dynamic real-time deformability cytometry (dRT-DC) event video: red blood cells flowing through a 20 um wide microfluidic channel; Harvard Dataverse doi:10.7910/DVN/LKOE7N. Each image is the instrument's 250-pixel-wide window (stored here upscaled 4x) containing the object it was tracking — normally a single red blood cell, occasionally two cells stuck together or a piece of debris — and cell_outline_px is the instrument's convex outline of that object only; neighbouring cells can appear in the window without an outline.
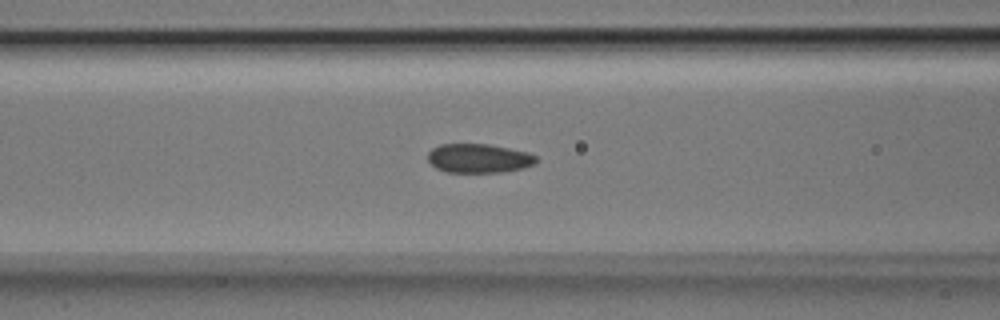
{"species": "Egyptian fruit bat (a non-hibernating species)", "species_latin": "Rousettus aegyptiacus", "temperature_condition": "room temperature", "stored_images_in_passage": 31, "camera_frame_rate_fps": 3000, "um_per_image_px": 0.085, "animal": {"sex": "male"}, "frame": {"image": 1, "passage_image": 10, "time_ms": 3.0, "image_size_px": [1000, 320], "cell_outline_px": [[536, 164], [524, 168], [500, 172], [444, 172], [436, 168], [428, 160], [428, 152], [432, 148], [440, 144], [488, 144], [528, 152], [536, 156]], "centroid_in_image_um": [40.69, 13.46], "position_along_channel_um": 125.9, "area_um2": 18.38}}
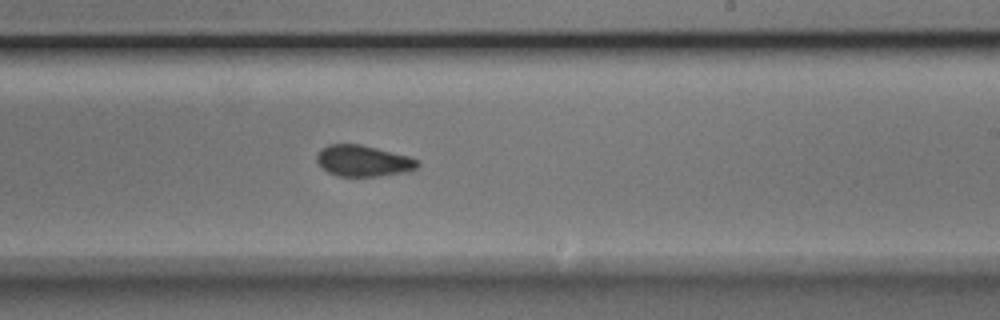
{"frame": {"image": 2, "passage_image": 20, "time_ms": 6.333, "image_size_px": [1000, 320], "cell_outline_px": [[420, 164], [416, 168], [408, 172], [380, 176], [336, 176], [328, 172], [316, 160], [316, 156], [320, 148], [328, 144], [360, 144], [408, 156], [420, 160]], "centroid_in_image_um": [30.88, 13.67], "position_along_channel_um": 258.1, "area_um2": 18.38}}
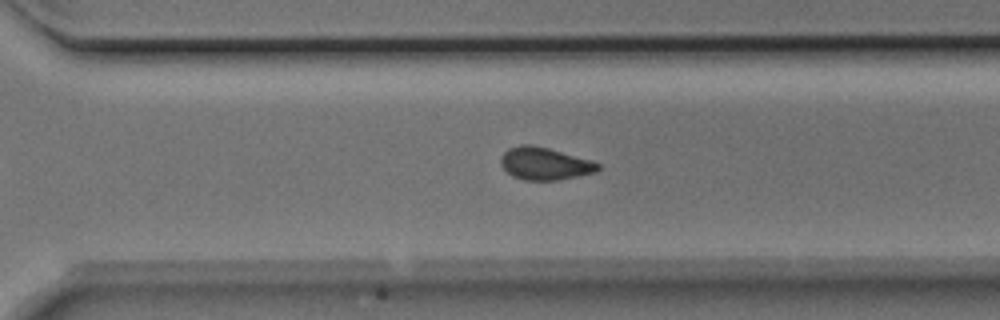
{"frame": {"image": 3, "passage_image": 25, "time_ms": 8.0, "image_size_px": [1000, 320], "cell_outline_px": [[600, 168], [596, 172], [556, 180], [524, 180], [512, 176], [500, 164], [500, 156], [508, 148], [520, 144], [532, 144], [548, 148], [592, 160], [600, 164]], "centroid_in_image_um": [46.28, 13.89], "position_along_channel_um": 324.3, "area_um2": 18.44}}